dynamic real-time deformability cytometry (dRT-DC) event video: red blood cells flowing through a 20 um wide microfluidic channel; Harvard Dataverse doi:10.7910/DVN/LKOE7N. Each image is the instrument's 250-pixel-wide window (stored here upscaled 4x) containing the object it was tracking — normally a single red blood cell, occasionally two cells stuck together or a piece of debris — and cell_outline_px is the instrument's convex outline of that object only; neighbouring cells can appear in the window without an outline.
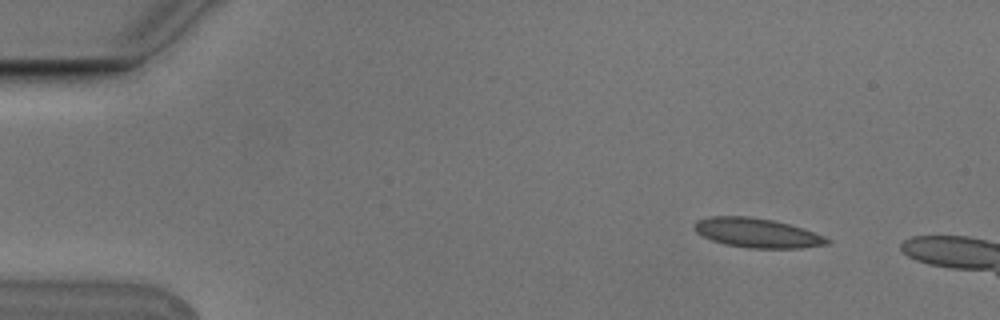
{"species": "Egyptian fruit bat (a non-hibernating species)", "species_latin": "Rousettus aegyptiacus", "temperature_condition": "cold", "stored_images_in_passage": 4, "camera_frame_rate_fps": 3000, "um_per_image_px": 0.085, "animal": {"sex": "male"}, "frame": {"image": 1, "passage_image": 1, "time_ms": 0.0, "image_size_px": [1000, 320], "cell_outline_px": [[832, 244], [800, 248], [748, 248], [724, 244], [712, 240], [696, 232], [692, 228], [692, 224], [696, 220], [708, 216], [748, 216], [772, 220], [804, 228], [824, 236], [832, 240]], "centroid_in_image_um": [64.35, 19.79], "position_along_channel_um": 20.7, "area_um2": 23.0}}